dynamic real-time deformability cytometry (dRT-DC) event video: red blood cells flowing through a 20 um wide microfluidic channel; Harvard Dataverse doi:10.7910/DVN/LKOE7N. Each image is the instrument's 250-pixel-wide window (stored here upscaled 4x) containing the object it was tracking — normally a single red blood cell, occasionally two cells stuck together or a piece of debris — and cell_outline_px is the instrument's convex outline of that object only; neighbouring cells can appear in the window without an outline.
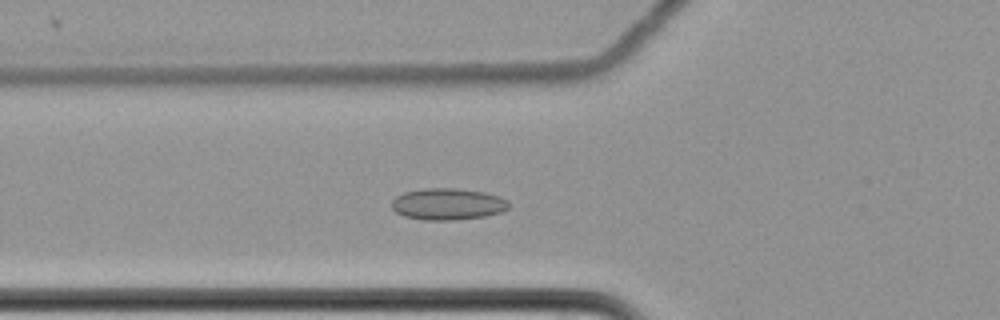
{"species": "common noctule bat (a hibernating species)", "species_latin": "Nyctalus noctula", "temperature_condition": "cold", "stored_images_in_passage": 51, "camera_frame_rate_fps": 3000, "um_per_image_px": 0.085, "animal": {"sex": "female", "body_mass_g": 22.7, "forearm_length_mm": 54.2}, "frame": {"image": 1, "passage_image": 13, "time_ms": 4.0, "image_size_px": [1000, 320], "cell_outline_px": [[508, 208], [504, 212], [484, 216], [452, 220], [424, 220], [404, 216], [396, 212], [392, 208], [392, 200], [396, 196], [404, 192], [424, 188], [456, 188], [484, 192], [500, 196], [508, 200]], "centroid_in_image_um": [38.07, 17.34], "position_along_channel_um": 87.7, "area_um2": 21.68}}
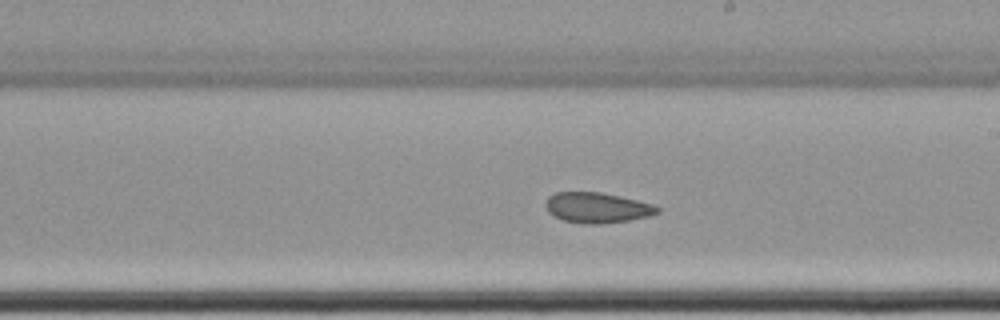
{"frame": {"image": 2, "passage_image": 26, "time_ms": 8.333, "image_size_px": [1000, 320], "cell_outline_px": [[660, 212], [648, 216], [628, 220], [600, 224], [584, 224], [564, 220], [548, 212], [544, 204], [548, 196], [556, 192], [600, 192], [620, 196], [652, 204], [660, 208]], "centroid_in_image_um": [50.73, 17.65], "position_along_channel_um": 238.3, "area_um2": 19.71}}
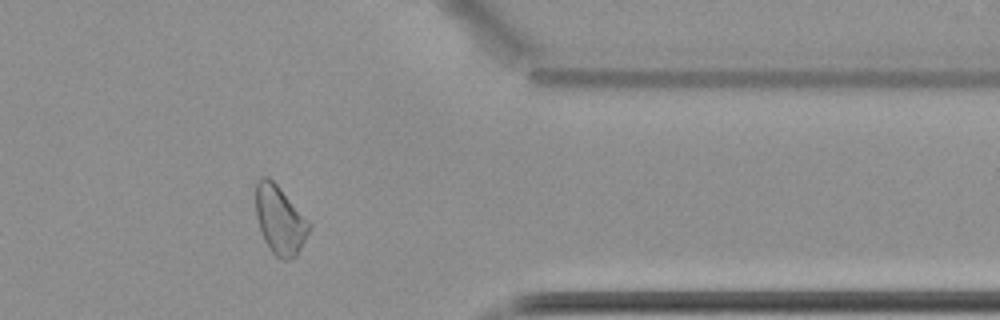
{"frame": {"image": 3, "passage_image": 40, "time_ms": 13.0, "image_size_px": [1000, 320], "cell_outline_px": [[312, 228], [296, 256], [288, 260], [280, 260], [272, 252], [264, 240], [256, 216], [256, 184], [260, 176], [268, 176], [276, 184], [312, 224]], "centroid_in_image_um": [23.8, 18.72], "position_along_channel_um": 387.6, "area_um2": 21.27}, "authors_computed_cell_mechanics": {"area_um2": 20.9814, "velocity_mm_per_s": 3.4809, "shape_relaxation_time_tau1_ms": null, "shape_relaxation_time_tau2_ms": 3.5672, "deformation_change_tau1": null, "deformation_change_tau2": 0.0831}}